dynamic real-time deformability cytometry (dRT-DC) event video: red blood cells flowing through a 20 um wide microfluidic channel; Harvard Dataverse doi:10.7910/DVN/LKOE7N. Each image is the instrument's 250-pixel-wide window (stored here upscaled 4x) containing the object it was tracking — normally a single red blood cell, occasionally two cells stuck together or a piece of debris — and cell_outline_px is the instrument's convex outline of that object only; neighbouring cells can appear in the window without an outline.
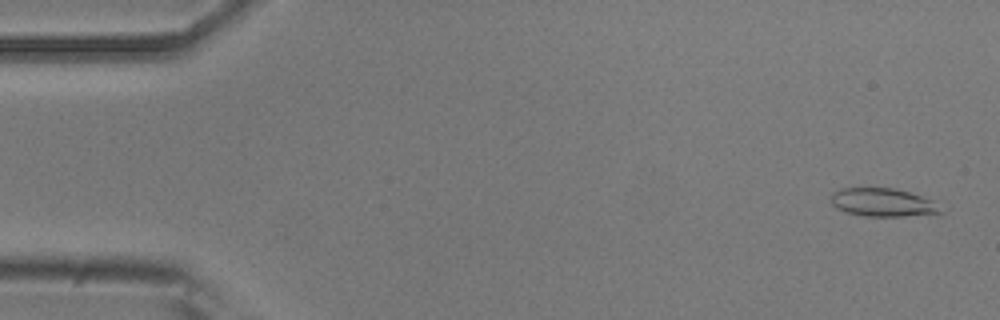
{"species": "common noctule bat (a hibernating species)", "species_latin": "Nyctalus noctula", "temperature_condition": "room temperature", "stored_images_in_passage": 5, "camera_frame_rate_fps": 3000, "um_per_image_px": 0.085, "animal": {"sex": "male", "body_mass_g": 20.5, "forearm_length_mm": 52.5}, "frame": {"image": 1, "passage_image": 1, "time_ms": 0.0, "image_size_px": [1000, 320], "cell_outline_px": [[944, 212], [904, 216], [864, 216], [844, 212], [836, 208], [832, 204], [832, 192], [840, 188], [896, 188], [932, 200]], "centroid_in_image_um": [74.99, 17.2], "position_along_channel_um": 10.0, "area_um2": 17.92}}
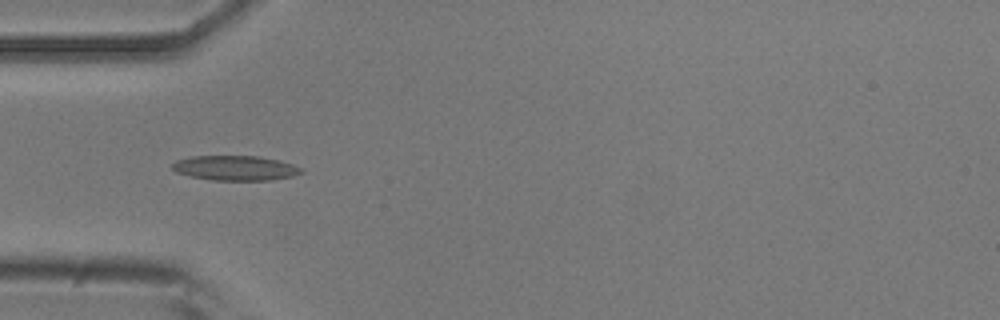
{"frame": {"image": 2, "passage_image": 5, "time_ms": 1.333, "image_size_px": [1000, 320], "cell_outline_px": [[304, 172], [292, 176], [272, 180], [212, 180], [192, 176], [176, 172], [172, 168], [172, 164], [176, 160], [192, 156], [256, 156], [280, 160], [292, 164], [300, 168]], "centroid_in_image_um": [20.0, 14.28], "position_along_channel_um": 65.0, "area_um2": 18.55}}